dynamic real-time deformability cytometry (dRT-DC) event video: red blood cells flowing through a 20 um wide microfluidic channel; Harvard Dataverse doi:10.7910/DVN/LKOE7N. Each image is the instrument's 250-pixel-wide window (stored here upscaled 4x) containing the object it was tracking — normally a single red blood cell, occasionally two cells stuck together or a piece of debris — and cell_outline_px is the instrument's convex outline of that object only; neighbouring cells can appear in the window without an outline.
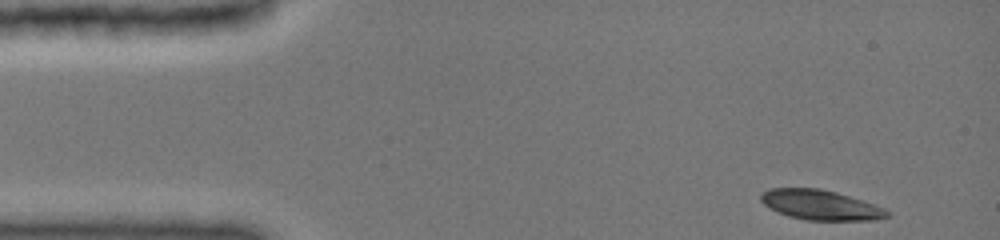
{"species": "common noctule bat (a hibernating species)", "species_latin": "Nyctalus noctula", "temperature_condition": "cold", "stored_images_in_passage": 28, "camera_frame_rate_fps": 3000, "um_per_image_px": 0.085, "animal": {"sex": "female", "body_mass_g": 19.0, "forearm_length_mm": 51.5}, "frame": {"image": 1, "passage_image": 1, "time_ms": 0.0, "image_size_px": [1000, 240], "cell_outline_px": [[888, 216], [872, 220], [808, 220], [788, 216], [776, 212], [768, 208], [760, 200], [760, 192], [768, 188], [820, 188], [836, 192], [884, 208], [888, 212]], "centroid_in_image_um": [69.64, 17.41], "position_along_channel_um": 15.4, "area_um2": 21.91}}
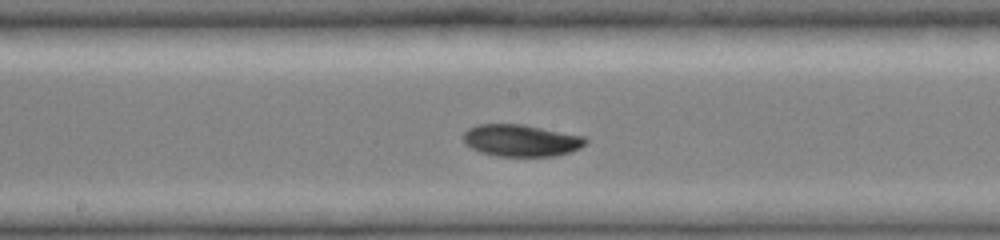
{"frame": {"image": 2, "passage_image": 16, "time_ms": 7.0, "image_size_px": [1000, 240], "cell_outline_px": [[588, 140], [580, 148], [556, 156], [496, 156], [480, 152], [464, 144], [464, 132], [468, 128], [480, 124], [524, 124], [584, 136]], "centroid_in_image_um": [44.28, 11.94], "position_along_channel_um": 203.9, "area_um2": 22.77}}
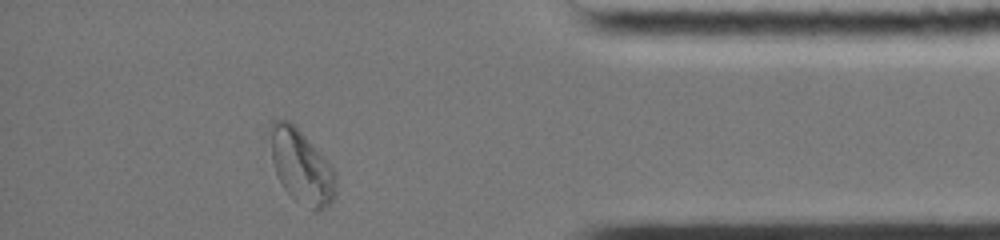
{"frame": {"image": 3, "passage_image": 28, "time_ms": 12.667, "image_size_px": [1000, 240], "cell_outline_px": [[336, 196], [332, 204], [316, 212], [312, 212], [296, 200], [280, 184], [272, 160], [272, 120], [288, 120], [332, 164], [336, 172]], "centroid_in_image_um": [25.69, 14.25], "position_along_channel_um": 409.5, "area_um2": 28.03}, "authors_computed_cell_mechanics": {"area_um2": 22.9755, "velocity_mm_per_s": 3.9638, "shape_relaxation_time_tau1_ms": null, "shape_relaxation_time_tau2_ms": 10.1456, "deformation_change_tau1": null, "deformation_change_tau2": 0.1247}}